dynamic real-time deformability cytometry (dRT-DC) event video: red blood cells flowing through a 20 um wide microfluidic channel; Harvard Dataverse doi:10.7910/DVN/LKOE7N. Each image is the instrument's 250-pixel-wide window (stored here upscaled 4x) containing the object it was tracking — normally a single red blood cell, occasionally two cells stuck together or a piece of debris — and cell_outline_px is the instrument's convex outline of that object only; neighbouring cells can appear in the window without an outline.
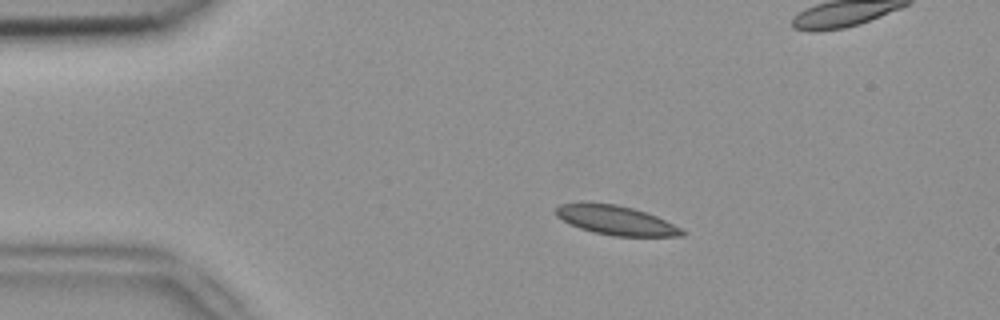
{"species": "common noctule bat (a hibernating species)", "species_latin": "Nyctalus noctula", "temperature_condition": "room temperature", "stored_images_in_passage": 4, "camera_frame_rate_fps": 3000, "um_per_image_px": 0.085, "animal": {"sex": "female", "body_mass_g": 18.4}, "frame": {"image": 1, "passage_image": 2, "time_ms": 0.333, "image_size_px": [1000, 320], "cell_outline_px": [[688, 232], [684, 236], [612, 236], [592, 232], [580, 228], [556, 216], [556, 208], [560, 204], [584, 200], [616, 204], [632, 208], [656, 216]], "centroid_in_image_um": [52.31, 18.7], "position_along_channel_um": 32.7, "area_um2": 21.73}}